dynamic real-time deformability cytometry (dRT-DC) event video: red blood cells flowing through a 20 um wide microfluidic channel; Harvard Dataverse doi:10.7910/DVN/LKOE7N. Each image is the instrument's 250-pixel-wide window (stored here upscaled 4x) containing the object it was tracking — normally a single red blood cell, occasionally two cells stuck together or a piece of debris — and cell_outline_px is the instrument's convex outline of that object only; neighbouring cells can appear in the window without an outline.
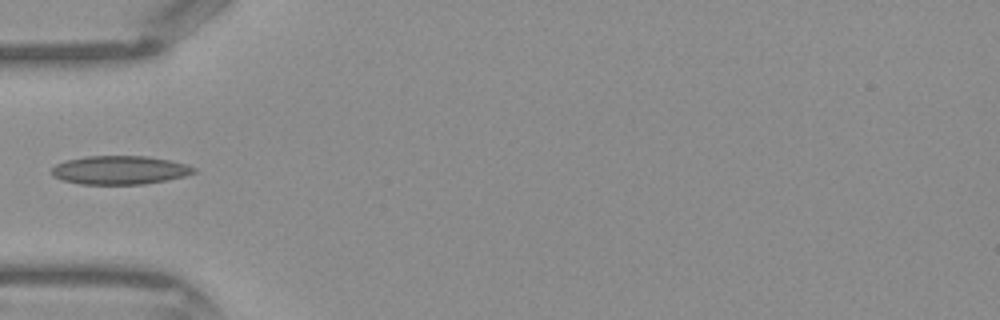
{"species": "Egyptian fruit bat (a non-hibernating species)", "species_latin": "Rousettus aegyptiacus", "temperature_condition": "warm", "stored_images_in_passage": 11, "camera_frame_rate_fps": 3000, "um_per_image_px": 0.085, "frame": {"image": 1, "passage_image": 1, "time_ms": 0.0, "image_size_px": [1000, 320], "cell_outline_px": [[196, 172], [184, 176], [144, 184], [80, 184], [64, 180], [52, 176], [52, 168], [56, 164], [64, 160], [88, 156], [148, 156], [188, 164], [196, 168]], "centroid_in_image_um": [10.17, 14.45], "position_along_channel_um": 74.8, "area_um2": 23.64}}
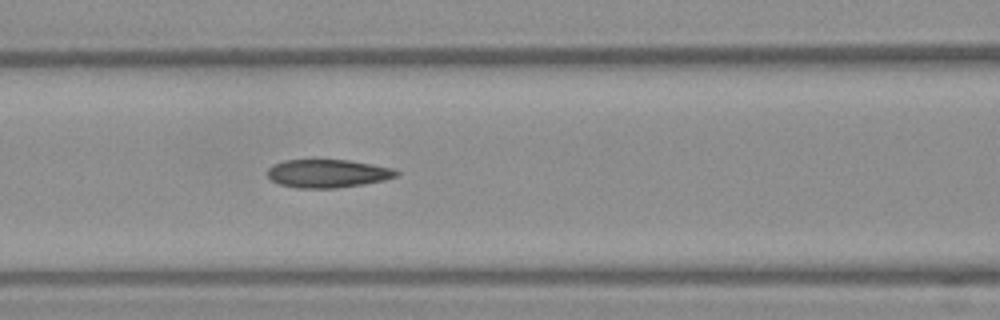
{"frame": {"image": 2, "passage_image": 5, "time_ms": 1.333, "image_size_px": [1000, 320], "cell_outline_px": [[400, 176], [384, 180], [364, 184], [336, 188], [296, 188], [280, 184], [272, 180], [268, 176], [268, 168], [272, 164], [284, 160], [348, 160], [396, 168], [400, 172]], "centroid_in_image_um": [27.9, 14.74], "position_along_channel_um": 138.7, "area_um2": 21.39}}
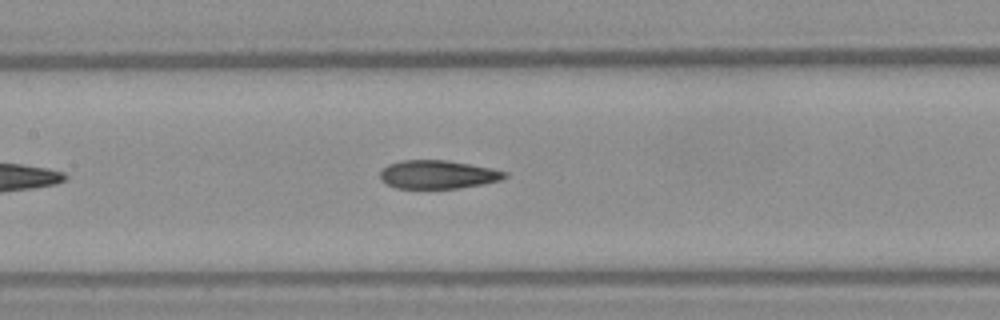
{"frame": {"image": 3, "passage_image": 7, "time_ms": 2.0, "image_size_px": [1000, 320], "cell_outline_px": [[508, 176], [500, 180], [484, 184], [460, 188], [396, 188], [380, 180], [380, 172], [388, 164], [400, 160], [444, 160], [468, 164], [508, 172]], "centroid_in_image_um": [37.2, 14.84], "position_along_channel_um": 170.2, "area_um2": 20.52}}